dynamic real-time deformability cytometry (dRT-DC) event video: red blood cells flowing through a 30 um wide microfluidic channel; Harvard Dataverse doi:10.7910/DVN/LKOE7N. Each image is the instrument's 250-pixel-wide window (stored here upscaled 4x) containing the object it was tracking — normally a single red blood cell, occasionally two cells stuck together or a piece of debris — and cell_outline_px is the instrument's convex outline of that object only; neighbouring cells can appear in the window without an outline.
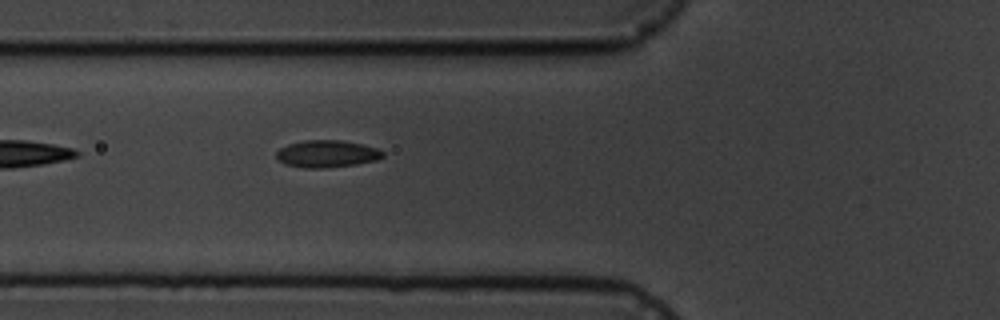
{"species": "common noctule bat (a hibernating species)", "species_latin": "Nyctalus noctula", "temperature_condition": "cold", "stored_images_in_passage": 3, "camera_frame_rate_fps": 3000, "um_per_image_px": 0.085, "animal": {"sex": "male", "body_mass_g": 19.5, "forearm_length_mm": 54.6}, "frame": {"image": 1, "passage_image": 3, "time_ms": 3.333, "image_size_px": [1000, 320], "cell_outline_px": [[384, 156], [376, 160], [356, 164], [324, 168], [304, 168], [284, 164], [276, 156], [276, 152], [280, 148], [288, 144], [304, 140], [344, 140], [364, 144], [380, 148], [384, 152]], "centroid_in_image_um": [27.82, 13.06], "position_along_channel_um": 98.0, "area_um2": 17.05}}